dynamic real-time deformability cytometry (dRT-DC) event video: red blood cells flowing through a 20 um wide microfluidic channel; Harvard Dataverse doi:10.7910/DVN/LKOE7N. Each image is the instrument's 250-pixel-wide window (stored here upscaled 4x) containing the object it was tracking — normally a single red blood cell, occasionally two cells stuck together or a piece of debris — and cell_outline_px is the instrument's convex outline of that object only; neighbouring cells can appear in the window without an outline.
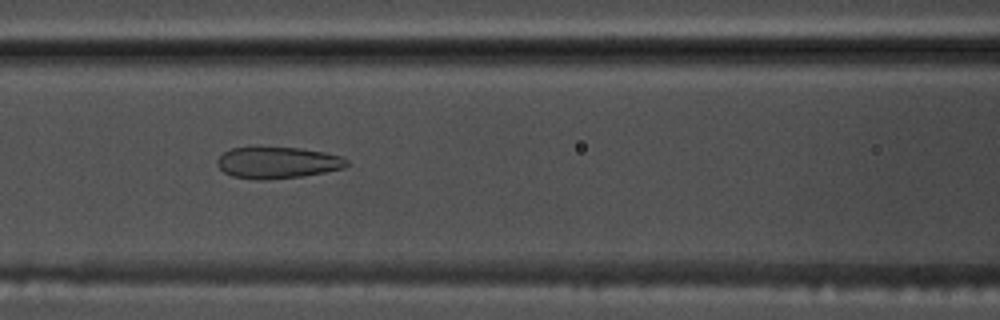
{"species": "common noctule bat (a hibernating species)", "species_latin": "Nyctalus noctula", "temperature_condition": "warm", "stored_images_in_passage": 50, "camera_frame_rate_fps": 3000, "um_per_image_px": 0.085, "animal": {"sex": "male", "body_mass_g": 17.5, "forearm_length_mm": 52.3}, "frame": {"image": 1, "passage_image": 20, "time_ms": 6.333, "image_size_px": [1000, 320], "cell_outline_px": [[348, 164], [344, 168], [304, 176], [264, 180], [260, 180], [232, 176], [224, 172], [216, 164], [216, 160], [224, 152], [232, 148], [300, 148], [324, 152], [340, 156], [348, 160]], "centroid_in_image_um": [23.59, 13.84], "position_along_channel_um": 143.0, "area_um2": 23.58}}
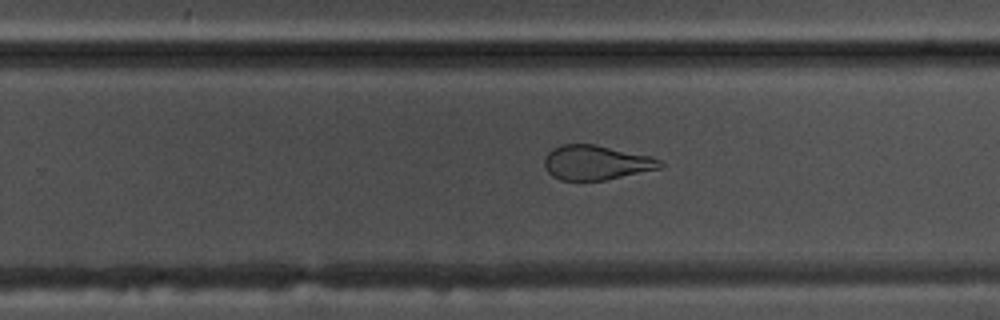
{"frame": {"image": 2, "passage_image": 31, "time_ms": 10.0, "image_size_px": [1000, 320], "cell_outline_px": [[664, 164], [660, 168], [604, 180], [560, 180], [552, 176], [544, 168], [544, 156], [552, 148], [564, 144], [596, 144], [652, 156], [660, 160]], "centroid_in_image_um": [50.65, 13.81], "position_along_channel_um": 279.2, "area_um2": 23.41}}
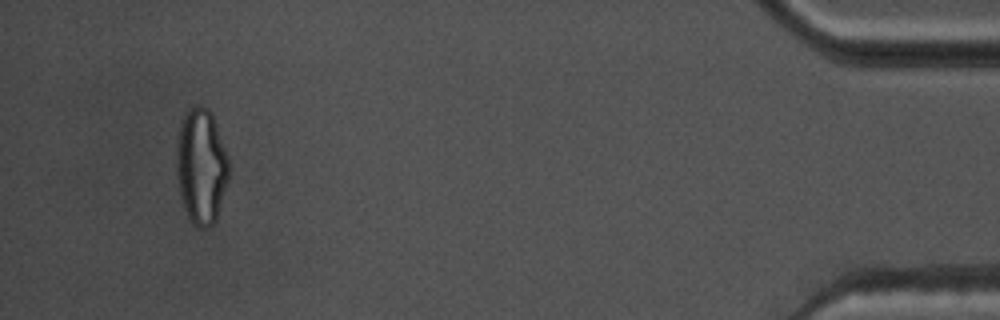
{"frame": {"image": 3, "passage_image": 48, "time_ms": 15.667, "image_size_px": [1000, 320], "cell_outline_px": [[228, 180], [216, 220], [208, 228], [196, 228], [192, 224], [184, 208], [180, 196], [176, 172], [176, 144], [180, 120], [184, 112], [188, 108], [196, 104], [200, 104], [208, 108], [212, 112], [228, 156]], "centroid_in_image_um": [17.08, 14.09], "position_along_channel_um": 418.1, "area_um2": 35.95}, "authors_computed_cell_mechanics": {"area_um2": 28.033, "velocity_mm_per_s": 3.7263, "shape_relaxation_time_tau1_ms": null, "shape_relaxation_time_tau2_ms": 1.7185, "deformation_change_tau1": null, "deformation_change_tau2": 0.1019}}